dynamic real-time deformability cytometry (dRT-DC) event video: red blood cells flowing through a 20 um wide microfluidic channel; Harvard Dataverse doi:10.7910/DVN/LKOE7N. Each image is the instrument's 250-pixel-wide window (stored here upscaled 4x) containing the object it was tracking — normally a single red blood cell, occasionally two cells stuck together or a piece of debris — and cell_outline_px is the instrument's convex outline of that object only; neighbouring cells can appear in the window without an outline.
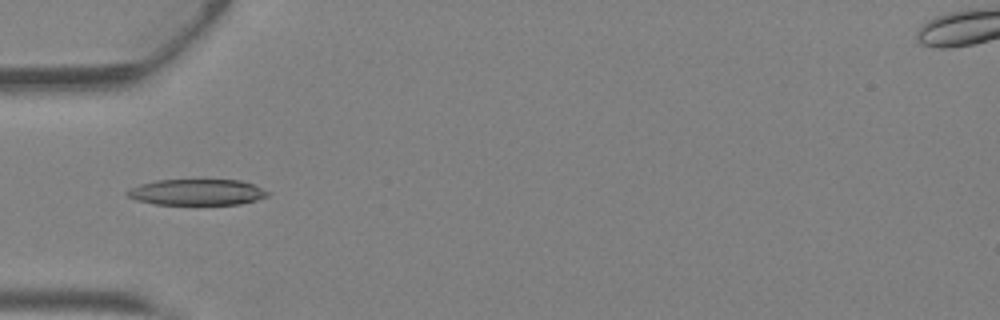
{"species": "Egyptian fruit bat (a non-hibernating species)", "species_latin": "Rousettus aegyptiacus", "temperature_condition": "warm", "stored_images_in_passage": 43, "camera_frame_rate_fps": 3000, "um_per_image_px": 0.085, "animal": {"sex": "female"}, "frame": {"image": 1, "passage_image": 15, "time_ms": 4.667, "image_size_px": [1000, 320], "cell_outline_px": [[272, 192], [268, 196], [256, 200], [240, 204], [156, 204], [136, 200], [124, 196], [124, 192], [128, 188], [140, 184], [156, 180], [240, 180], [252, 184]], "centroid_in_image_um": [16.7, 16.33], "position_along_channel_um": 68.3, "area_um2": 21.44}}
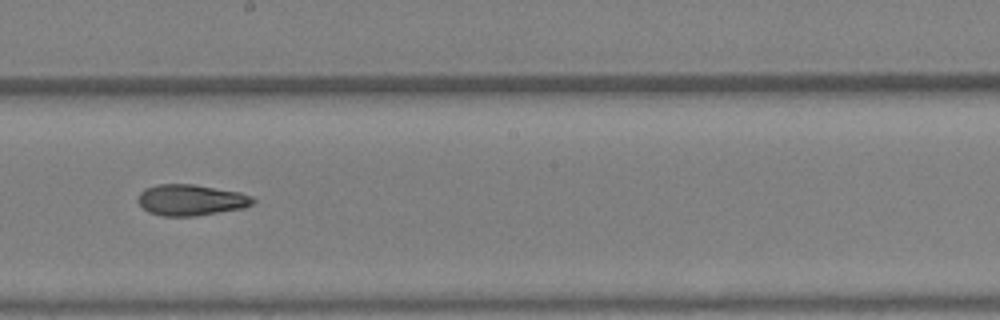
{"frame": {"image": 2, "passage_image": 25, "time_ms": 8.0, "image_size_px": [1000, 320], "cell_outline_px": [[256, 200], [252, 204], [244, 208], [196, 216], [160, 216], [148, 212], [136, 200], [140, 192], [144, 188], [160, 184], [192, 184], [240, 192], [252, 196]], "centroid_in_image_um": [16.22, 17.0], "position_along_channel_um": 232.0, "area_um2": 20.92}}
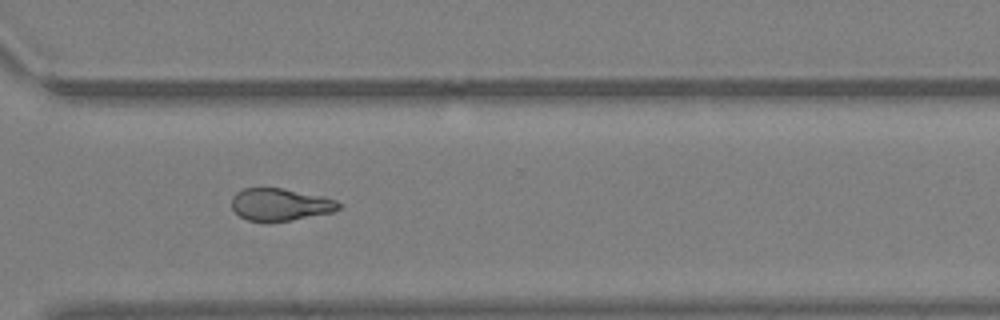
{"frame": {"image": 3, "passage_image": 32, "time_ms": 10.333, "image_size_px": [1000, 320], "cell_outline_px": [[340, 208], [332, 212], [292, 220], [248, 220], [240, 216], [232, 208], [232, 196], [236, 192], [244, 188], [284, 188], [336, 200], [340, 204]], "centroid_in_image_um": [23.8, 17.36], "position_along_channel_um": 346.8, "area_um2": 19.71}, "authors_computed_cell_mechanics": {"area_um2": 21.4438, "velocity_mm_per_s": 4.9262, "shape_relaxation_time_tau1_ms": 10.4845, "shape_relaxation_time_tau2_ms": 2.9805, "deformation_change_tau1": 0.2879, "deformation_change_tau2": 0.1062}}